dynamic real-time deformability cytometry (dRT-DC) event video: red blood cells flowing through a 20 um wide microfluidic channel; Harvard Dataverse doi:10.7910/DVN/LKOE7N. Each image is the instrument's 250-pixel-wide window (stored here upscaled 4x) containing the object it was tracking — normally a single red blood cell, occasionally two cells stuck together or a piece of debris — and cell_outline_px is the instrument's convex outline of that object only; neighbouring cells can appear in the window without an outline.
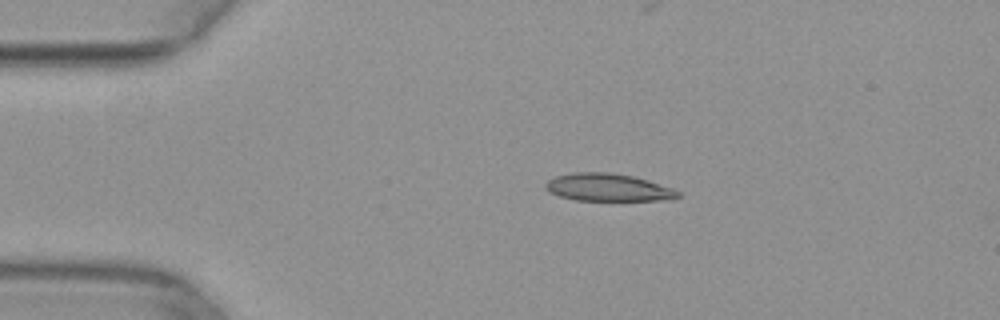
{"species": "common noctule bat (a hibernating species)", "species_latin": "Nyctalus noctula", "temperature_condition": "warm", "stored_images_in_passage": 34, "camera_frame_rate_fps": 3000, "um_per_image_px": 0.085, "animal": {"sex": "female", "body_mass_g": 29.2, "forearm_length_mm": 56.3}, "frame": {"image": 1, "passage_image": 1, "time_ms": 0.0, "image_size_px": [1000, 320], "cell_outline_px": [[680, 196], [672, 200], [576, 200], [560, 196], [548, 192], [544, 188], [544, 184], [548, 180], [556, 176], [572, 172], [608, 172], [632, 176], [648, 180], [672, 188], [680, 192]], "centroid_in_image_um": [51.67, 15.93], "position_along_channel_um": 33.3, "area_um2": 21.33}}
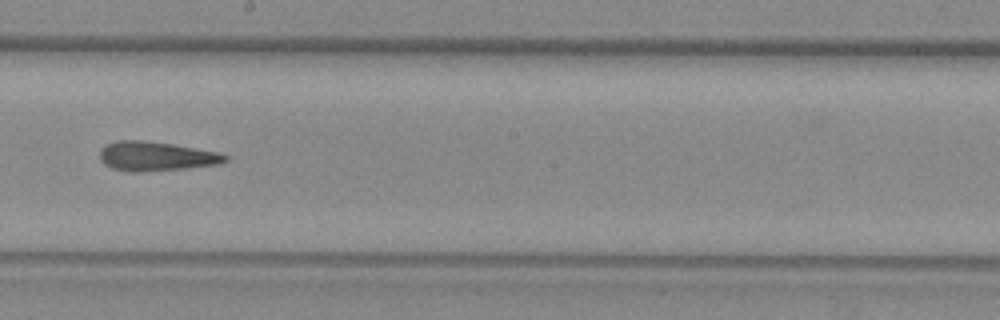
{"frame": {"image": 2, "passage_image": 19, "time_ms": 6.0, "image_size_px": [1000, 320], "cell_outline_px": [[228, 160], [216, 164], [188, 168], [140, 172], [128, 172], [112, 168], [104, 164], [100, 160], [100, 148], [116, 140], [140, 140], [172, 144], [216, 152], [228, 156]], "centroid_in_image_um": [13.21, 13.29], "position_along_channel_um": 235.0, "area_um2": 21.27}}
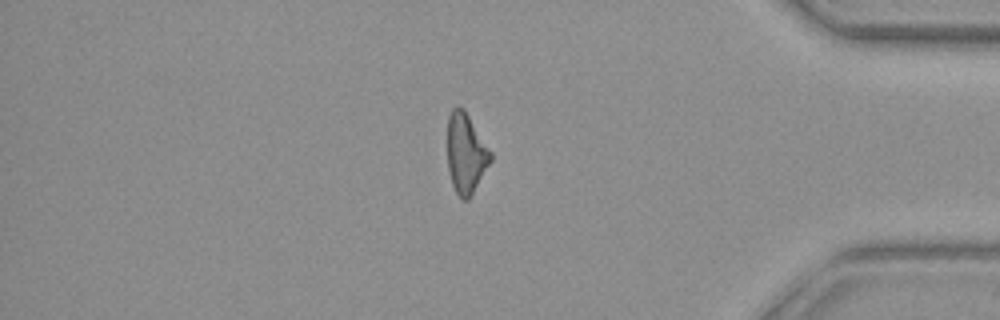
{"frame": {"image": 3, "passage_image": 33, "time_ms": 10.667, "image_size_px": [1000, 320], "cell_outline_px": [[492, 160], [468, 200], [464, 200], [456, 192], [452, 184], [448, 172], [448, 116], [452, 108], [456, 104], [460, 104], [464, 108], [492, 152]], "centroid_in_image_um": [39.6, 12.98], "position_along_channel_um": 395.6, "area_um2": 20.23}}